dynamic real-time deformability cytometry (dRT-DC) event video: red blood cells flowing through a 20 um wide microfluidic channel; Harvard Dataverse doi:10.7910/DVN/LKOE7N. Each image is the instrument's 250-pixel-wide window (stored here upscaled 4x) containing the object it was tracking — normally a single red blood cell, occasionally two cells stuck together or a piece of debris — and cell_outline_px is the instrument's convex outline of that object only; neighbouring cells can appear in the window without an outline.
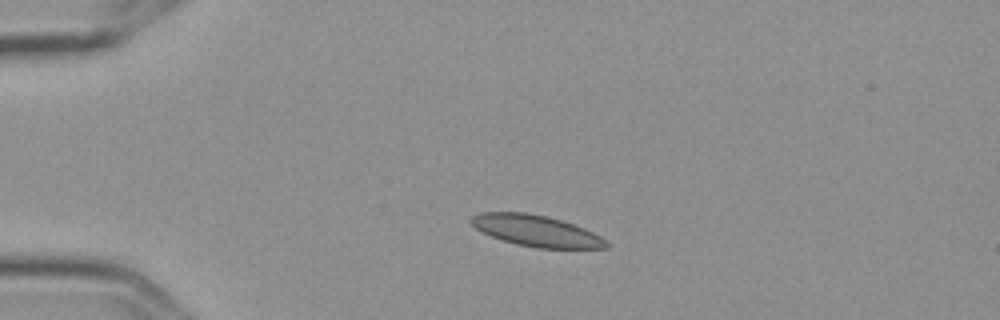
{"species": "Egyptian fruit bat (a non-hibernating species)", "species_latin": "Rousettus aegyptiacus", "temperature_condition": "cold", "stored_images_in_passage": 3, "camera_frame_rate_fps": 3000, "um_per_image_px": 0.085, "frame": {"image": 1, "passage_image": 2, "time_ms": 0.333, "image_size_px": [1000, 320], "cell_outline_px": [[612, 244], [608, 248], [536, 248], [516, 244], [500, 240], [476, 228], [468, 220], [472, 216], [480, 212], [528, 212], [548, 216], [584, 228], [600, 236]], "centroid_in_image_um": [45.59, 19.62], "position_along_channel_um": 39.4, "area_um2": 24.68}}